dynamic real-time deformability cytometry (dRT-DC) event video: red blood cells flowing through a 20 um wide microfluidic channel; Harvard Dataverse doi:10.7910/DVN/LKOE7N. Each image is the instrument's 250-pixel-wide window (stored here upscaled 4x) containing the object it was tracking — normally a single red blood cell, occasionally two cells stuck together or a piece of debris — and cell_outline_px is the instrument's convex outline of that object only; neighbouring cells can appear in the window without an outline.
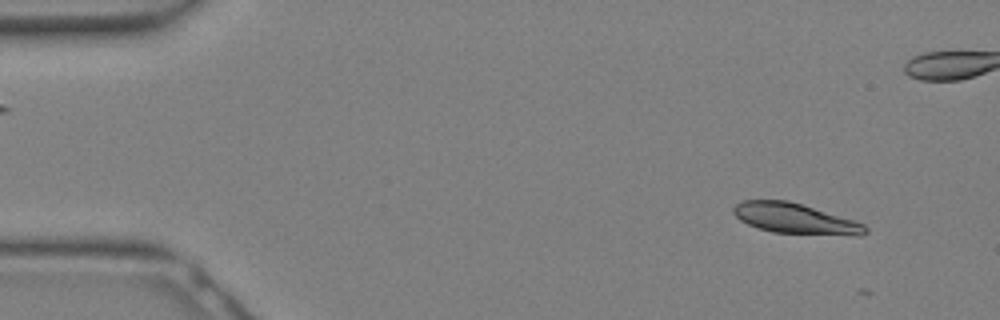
{"species": "Egyptian fruit bat (a non-hibernating species)", "species_latin": "Rousettus aegyptiacus", "temperature_condition": "warm", "stored_images_in_passage": 10, "camera_frame_rate_fps": 3000, "um_per_image_px": 0.085, "animal": {"sex": "female"}, "frame": {"image": 1, "passage_image": 2, "time_ms": 0.333, "image_size_px": [1000, 320], "cell_outline_px": [[868, 232], [860, 236], [856, 236], [772, 232], [756, 228], [740, 220], [732, 212], [732, 208], [740, 200], [788, 200], [852, 220], [864, 224], [868, 228]], "centroid_in_image_um": [67.56, 18.58], "position_along_channel_um": 17.4, "area_um2": 23.29}}